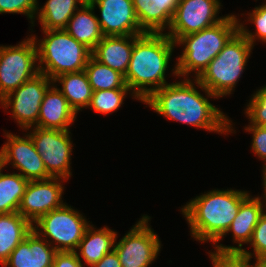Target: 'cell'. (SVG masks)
Segmentation results:
<instances>
[{
  "label": "cell",
  "mask_w": 266,
  "mask_h": 267,
  "mask_svg": "<svg viewBox=\"0 0 266 267\" xmlns=\"http://www.w3.org/2000/svg\"><path fill=\"white\" fill-rule=\"evenodd\" d=\"M84 71L93 91L129 88L123 74L100 63L93 56L88 60Z\"/></svg>",
  "instance_id": "cell-27"
},
{
  "label": "cell",
  "mask_w": 266,
  "mask_h": 267,
  "mask_svg": "<svg viewBox=\"0 0 266 267\" xmlns=\"http://www.w3.org/2000/svg\"><path fill=\"white\" fill-rule=\"evenodd\" d=\"M0 164V214L18 212L28 180L18 173H1Z\"/></svg>",
  "instance_id": "cell-26"
},
{
  "label": "cell",
  "mask_w": 266,
  "mask_h": 267,
  "mask_svg": "<svg viewBox=\"0 0 266 267\" xmlns=\"http://www.w3.org/2000/svg\"><path fill=\"white\" fill-rule=\"evenodd\" d=\"M248 196L247 192L239 190H213L190 201L182 212L189 222L192 236L216 244L227 234L241 203Z\"/></svg>",
  "instance_id": "cell-3"
},
{
  "label": "cell",
  "mask_w": 266,
  "mask_h": 267,
  "mask_svg": "<svg viewBox=\"0 0 266 267\" xmlns=\"http://www.w3.org/2000/svg\"><path fill=\"white\" fill-rule=\"evenodd\" d=\"M33 224L19 212L0 214V262L3 265L11 252L33 230Z\"/></svg>",
  "instance_id": "cell-22"
},
{
  "label": "cell",
  "mask_w": 266,
  "mask_h": 267,
  "mask_svg": "<svg viewBox=\"0 0 266 267\" xmlns=\"http://www.w3.org/2000/svg\"><path fill=\"white\" fill-rule=\"evenodd\" d=\"M238 30L236 16L227 15L210 28L180 37L175 44H185V48L173 73L176 76H185L194 71L198 78Z\"/></svg>",
  "instance_id": "cell-4"
},
{
  "label": "cell",
  "mask_w": 266,
  "mask_h": 267,
  "mask_svg": "<svg viewBox=\"0 0 266 267\" xmlns=\"http://www.w3.org/2000/svg\"><path fill=\"white\" fill-rule=\"evenodd\" d=\"M148 216H143L116 245L122 267H148L160 251V241L148 226Z\"/></svg>",
  "instance_id": "cell-10"
},
{
  "label": "cell",
  "mask_w": 266,
  "mask_h": 267,
  "mask_svg": "<svg viewBox=\"0 0 266 267\" xmlns=\"http://www.w3.org/2000/svg\"><path fill=\"white\" fill-rule=\"evenodd\" d=\"M33 225L38 235L53 239L57 252H76L79 242L90 225L81 214L71 206L63 204L61 207L41 216ZM40 227V228H39ZM39 229L42 231L39 233Z\"/></svg>",
  "instance_id": "cell-8"
},
{
  "label": "cell",
  "mask_w": 266,
  "mask_h": 267,
  "mask_svg": "<svg viewBox=\"0 0 266 267\" xmlns=\"http://www.w3.org/2000/svg\"><path fill=\"white\" fill-rule=\"evenodd\" d=\"M127 91H130V88L93 91L88 107H91L95 112L102 114L114 112L123 103V98Z\"/></svg>",
  "instance_id": "cell-28"
},
{
  "label": "cell",
  "mask_w": 266,
  "mask_h": 267,
  "mask_svg": "<svg viewBox=\"0 0 266 267\" xmlns=\"http://www.w3.org/2000/svg\"><path fill=\"white\" fill-rule=\"evenodd\" d=\"M69 130L34 127L28 134L40 154L51 178L67 179L70 175L72 143Z\"/></svg>",
  "instance_id": "cell-9"
},
{
  "label": "cell",
  "mask_w": 266,
  "mask_h": 267,
  "mask_svg": "<svg viewBox=\"0 0 266 267\" xmlns=\"http://www.w3.org/2000/svg\"><path fill=\"white\" fill-rule=\"evenodd\" d=\"M252 12L250 20L256 25V34L248 32L242 24H239V31L253 46L256 36L266 42V4L256 7Z\"/></svg>",
  "instance_id": "cell-31"
},
{
  "label": "cell",
  "mask_w": 266,
  "mask_h": 267,
  "mask_svg": "<svg viewBox=\"0 0 266 267\" xmlns=\"http://www.w3.org/2000/svg\"><path fill=\"white\" fill-rule=\"evenodd\" d=\"M263 175H264V177H263V178H264V179H263V180H264V181H263V182H264V185H263V186H264V190H265V192H264V193H265V194H264L265 196H264V197H265V200H266V172H265ZM265 202H266V201H265ZM265 208H266V207H265Z\"/></svg>",
  "instance_id": "cell-38"
},
{
  "label": "cell",
  "mask_w": 266,
  "mask_h": 267,
  "mask_svg": "<svg viewBox=\"0 0 266 267\" xmlns=\"http://www.w3.org/2000/svg\"><path fill=\"white\" fill-rule=\"evenodd\" d=\"M133 45L134 35L103 36L92 51V56L100 63L125 76L132 56Z\"/></svg>",
  "instance_id": "cell-19"
},
{
  "label": "cell",
  "mask_w": 266,
  "mask_h": 267,
  "mask_svg": "<svg viewBox=\"0 0 266 267\" xmlns=\"http://www.w3.org/2000/svg\"><path fill=\"white\" fill-rule=\"evenodd\" d=\"M174 46L175 42L166 33L134 35L132 56L124 79L136 99L144 102L152 92L167 85L165 71Z\"/></svg>",
  "instance_id": "cell-2"
},
{
  "label": "cell",
  "mask_w": 266,
  "mask_h": 267,
  "mask_svg": "<svg viewBox=\"0 0 266 267\" xmlns=\"http://www.w3.org/2000/svg\"><path fill=\"white\" fill-rule=\"evenodd\" d=\"M178 4L179 0H133L140 28L149 33L169 28Z\"/></svg>",
  "instance_id": "cell-18"
},
{
  "label": "cell",
  "mask_w": 266,
  "mask_h": 267,
  "mask_svg": "<svg viewBox=\"0 0 266 267\" xmlns=\"http://www.w3.org/2000/svg\"><path fill=\"white\" fill-rule=\"evenodd\" d=\"M211 260L214 267H258L257 261L251 266L249 261L252 254L244 249L241 251H220L211 253Z\"/></svg>",
  "instance_id": "cell-29"
},
{
  "label": "cell",
  "mask_w": 266,
  "mask_h": 267,
  "mask_svg": "<svg viewBox=\"0 0 266 267\" xmlns=\"http://www.w3.org/2000/svg\"><path fill=\"white\" fill-rule=\"evenodd\" d=\"M53 267H83L77 252H57L54 256Z\"/></svg>",
  "instance_id": "cell-35"
},
{
  "label": "cell",
  "mask_w": 266,
  "mask_h": 267,
  "mask_svg": "<svg viewBox=\"0 0 266 267\" xmlns=\"http://www.w3.org/2000/svg\"><path fill=\"white\" fill-rule=\"evenodd\" d=\"M253 96L245 112L251 120L250 125L266 127V86Z\"/></svg>",
  "instance_id": "cell-30"
},
{
  "label": "cell",
  "mask_w": 266,
  "mask_h": 267,
  "mask_svg": "<svg viewBox=\"0 0 266 267\" xmlns=\"http://www.w3.org/2000/svg\"><path fill=\"white\" fill-rule=\"evenodd\" d=\"M94 7L86 1L77 13H74L65 30L79 43L93 51L99 41L103 38L98 16L92 11Z\"/></svg>",
  "instance_id": "cell-21"
},
{
  "label": "cell",
  "mask_w": 266,
  "mask_h": 267,
  "mask_svg": "<svg viewBox=\"0 0 266 267\" xmlns=\"http://www.w3.org/2000/svg\"><path fill=\"white\" fill-rule=\"evenodd\" d=\"M56 81L62 84L60 91L76 113L82 107L89 106L93 89L84 70L62 74L56 77L52 83Z\"/></svg>",
  "instance_id": "cell-24"
},
{
  "label": "cell",
  "mask_w": 266,
  "mask_h": 267,
  "mask_svg": "<svg viewBox=\"0 0 266 267\" xmlns=\"http://www.w3.org/2000/svg\"><path fill=\"white\" fill-rule=\"evenodd\" d=\"M75 118V110L69 105L61 91L52 86L44 95L39 110L38 123L35 127L69 130V125Z\"/></svg>",
  "instance_id": "cell-17"
},
{
  "label": "cell",
  "mask_w": 266,
  "mask_h": 267,
  "mask_svg": "<svg viewBox=\"0 0 266 267\" xmlns=\"http://www.w3.org/2000/svg\"><path fill=\"white\" fill-rule=\"evenodd\" d=\"M8 142L0 149V164L5 167L9 162L22 171L20 175L28 181L46 180L51 178L44 162L37 152L29 135L26 138L6 133Z\"/></svg>",
  "instance_id": "cell-13"
},
{
  "label": "cell",
  "mask_w": 266,
  "mask_h": 267,
  "mask_svg": "<svg viewBox=\"0 0 266 267\" xmlns=\"http://www.w3.org/2000/svg\"><path fill=\"white\" fill-rule=\"evenodd\" d=\"M87 0H48L39 12L42 30L65 29L68 21L77 9V3L82 6Z\"/></svg>",
  "instance_id": "cell-25"
},
{
  "label": "cell",
  "mask_w": 266,
  "mask_h": 267,
  "mask_svg": "<svg viewBox=\"0 0 266 267\" xmlns=\"http://www.w3.org/2000/svg\"><path fill=\"white\" fill-rule=\"evenodd\" d=\"M220 6L219 0H179L169 27L170 32L166 34L176 42L182 36L218 24L225 19L216 18Z\"/></svg>",
  "instance_id": "cell-12"
},
{
  "label": "cell",
  "mask_w": 266,
  "mask_h": 267,
  "mask_svg": "<svg viewBox=\"0 0 266 267\" xmlns=\"http://www.w3.org/2000/svg\"><path fill=\"white\" fill-rule=\"evenodd\" d=\"M245 129L253 133L252 149L254 153L266 161V127L249 125ZM263 172H266V164Z\"/></svg>",
  "instance_id": "cell-34"
},
{
  "label": "cell",
  "mask_w": 266,
  "mask_h": 267,
  "mask_svg": "<svg viewBox=\"0 0 266 267\" xmlns=\"http://www.w3.org/2000/svg\"><path fill=\"white\" fill-rule=\"evenodd\" d=\"M92 227V225L87 227L77 248L80 250V255L85 263L90 266L98 263L114 249L117 237L116 232L107 227L94 231Z\"/></svg>",
  "instance_id": "cell-23"
},
{
  "label": "cell",
  "mask_w": 266,
  "mask_h": 267,
  "mask_svg": "<svg viewBox=\"0 0 266 267\" xmlns=\"http://www.w3.org/2000/svg\"><path fill=\"white\" fill-rule=\"evenodd\" d=\"M94 8L98 5L101 19L98 18L103 36L141 35L133 0H87Z\"/></svg>",
  "instance_id": "cell-15"
},
{
  "label": "cell",
  "mask_w": 266,
  "mask_h": 267,
  "mask_svg": "<svg viewBox=\"0 0 266 267\" xmlns=\"http://www.w3.org/2000/svg\"><path fill=\"white\" fill-rule=\"evenodd\" d=\"M194 84H167L152 92L144 101L158 114L209 131L230 132V120L196 90Z\"/></svg>",
  "instance_id": "cell-1"
},
{
  "label": "cell",
  "mask_w": 266,
  "mask_h": 267,
  "mask_svg": "<svg viewBox=\"0 0 266 267\" xmlns=\"http://www.w3.org/2000/svg\"><path fill=\"white\" fill-rule=\"evenodd\" d=\"M252 44L238 30L195 82L208 97L230 94L244 70Z\"/></svg>",
  "instance_id": "cell-5"
},
{
  "label": "cell",
  "mask_w": 266,
  "mask_h": 267,
  "mask_svg": "<svg viewBox=\"0 0 266 267\" xmlns=\"http://www.w3.org/2000/svg\"><path fill=\"white\" fill-rule=\"evenodd\" d=\"M264 214L261 198H250L248 196L240 205L237 216L231 223L227 232L233 233L234 242H238L239 247L234 246H215L220 251H241L242 243L251 241L253 231L260 217ZM242 242V243H241Z\"/></svg>",
  "instance_id": "cell-20"
},
{
  "label": "cell",
  "mask_w": 266,
  "mask_h": 267,
  "mask_svg": "<svg viewBox=\"0 0 266 267\" xmlns=\"http://www.w3.org/2000/svg\"><path fill=\"white\" fill-rule=\"evenodd\" d=\"M58 179L61 178L28 182L18 212L31 224L64 204L61 202L63 187Z\"/></svg>",
  "instance_id": "cell-14"
},
{
  "label": "cell",
  "mask_w": 266,
  "mask_h": 267,
  "mask_svg": "<svg viewBox=\"0 0 266 267\" xmlns=\"http://www.w3.org/2000/svg\"><path fill=\"white\" fill-rule=\"evenodd\" d=\"M35 40L33 36L17 46H0V100L40 73L34 65L38 60Z\"/></svg>",
  "instance_id": "cell-7"
},
{
  "label": "cell",
  "mask_w": 266,
  "mask_h": 267,
  "mask_svg": "<svg viewBox=\"0 0 266 267\" xmlns=\"http://www.w3.org/2000/svg\"><path fill=\"white\" fill-rule=\"evenodd\" d=\"M90 267H122L116 251L113 249L107 253L98 263Z\"/></svg>",
  "instance_id": "cell-36"
},
{
  "label": "cell",
  "mask_w": 266,
  "mask_h": 267,
  "mask_svg": "<svg viewBox=\"0 0 266 267\" xmlns=\"http://www.w3.org/2000/svg\"><path fill=\"white\" fill-rule=\"evenodd\" d=\"M50 244L51 243L45 240L44 236H40L32 230L25 239L15 247L3 266L53 267V260L57 251L54 247H50Z\"/></svg>",
  "instance_id": "cell-16"
},
{
  "label": "cell",
  "mask_w": 266,
  "mask_h": 267,
  "mask_svg": "<svg viewBox=\"0 0 266 267\" xmlns=\"http://www.w3.org/2000/svg\"><path fill=\"white\" fill-rule=\"evenodd\" d=\"M256 259L258 267H266V253L261 254Z\"/></svg>",
  "instance_id": "cell-37"
},
{
  "label": "cell",
  "mask_w": 266,
  "mask_h": 267,
  "mask_svg": "<svg viewBox=\"0 0 266 267\" xmlns=\"http://www.w3.org/2000/svg\"><path fill=\"white\" fill-rule=\"evenodd\" d=\"M254 247L255 259L263 253H266V213L260 217L257 225L254 228L251 241L249 242Z\"/></svg>",
  "instance_id": "cell-33"
},
{
  "label": "cell",
  "mask_w": 266,
  "mask_h": 267,
  "mask_svg": "<svg viewBox=\"0 0 266 267\" xmlns=\"http://www.w3.org/2000/svg\"><path fill=\"white\" fill-rule=\"evenodd\" d=\"M50 80L39 73L0 100L5 108L12 104V117L17 119L20 127L28 130L32 125H37L44 95L51 88Z\"/></svg>",
  "instance_id": "cell-11"
},
{
  "label": "cell",
  "mask_w": 266,
  "mask_h": 267,
  "mask_svg": "<svg viewBox=\"0 0 266 267\" xmlns=\"http://www.w3.org/2000/svg\"><path fill=\"white\" fill-rule=\"evenodd\" d=\"M43 31L46 38L38 43L37 48L40 73L53 81L62 74L85 70L92 56L90 49L79 43L65 29Z\"/></svg>",
  "instance_id": "cell-6"
},
{
  "label": "cell",
  "mask_w": 266,
  "mask_h": 267,
  "mask_svg": "<svg viewBox=\"0 0 266 267\" xmlns=\"http://www.w3.org/2000/svg\"><path fill=\"white\" fill-rule=\"evenodd\" d=\"M37 4V0H0V13H23L33 19Z\"/></svg>",
  "instance_id": "cell-32"
}]
</instances>
